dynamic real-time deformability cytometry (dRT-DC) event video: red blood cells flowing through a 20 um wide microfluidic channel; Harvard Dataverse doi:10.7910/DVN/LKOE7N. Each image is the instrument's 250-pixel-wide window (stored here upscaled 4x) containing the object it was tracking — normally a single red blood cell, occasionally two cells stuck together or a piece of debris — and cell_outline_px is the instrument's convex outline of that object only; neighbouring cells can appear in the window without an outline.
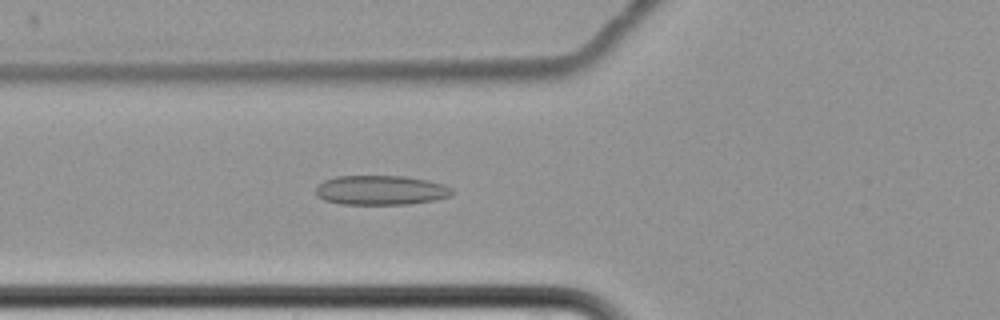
{"species": "common noctule bat (a hibernating species)", "species_latin": "Nyctalus noctula", "temperature_condition": "cold", "stored_images_in_passage": 7, "camera_frame_rate_fps": 3000, "um_per_image_px": 0.085, "animal": {"sex": "female", "body_mass_g": 22.7, "forearm_length_mm": 54.2}, "frame": {"image": 1, "passage_image": 7, "time_ms": 8.0, "image_size_px": [1000, 320], "cell_outline_px": [[452, 192], [448, 196], [432, 200], [408, 204], [340, 204], [324, 200], [316, 196], [316, 188], [324, 180], [336, 176], [404, 176], [428, 180], [444, 184], [452, 188]], "centroid_in_image_um": [32.33, 16.16], "position_along_channel_um": 93.5, "area_um2": 23.35}}